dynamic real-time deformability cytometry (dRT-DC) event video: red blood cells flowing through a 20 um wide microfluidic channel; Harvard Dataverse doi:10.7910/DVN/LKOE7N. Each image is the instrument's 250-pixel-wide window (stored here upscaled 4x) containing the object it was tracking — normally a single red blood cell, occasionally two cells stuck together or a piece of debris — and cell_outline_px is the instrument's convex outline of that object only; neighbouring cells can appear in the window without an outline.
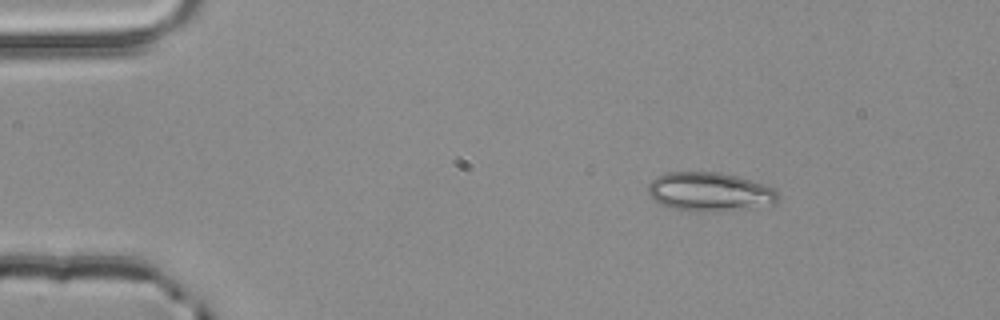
{"species": "common noctule bat (a hibernating species)", "species_latin": "Nyctalus noctula", "temperature_condition": "room temperature", "stored_images_in_passage": 3, "camera_frame_rate_fps": 3000, "um_per_image_px": 0.085, "animal": {"sex": "male", "body_mass_g": 20.4}, "frame": {"image": 1, "passage_image": 1, "time_ms": 0.0, "image_size_px": [1000, 320], "cell_outline_px": [[780, 196], [772, 204], [720, 212], [692, 212], [672, 208], [660, 204], [648, 192], [648, 184], [656, 176], [664, 172], [720, 172], [736, 176], [764, 184], [776, 188]], "centroid_in_image_um": [60.32, 16.31], "position_along_channel_um": 24.7, "area_um2": 29.71}}